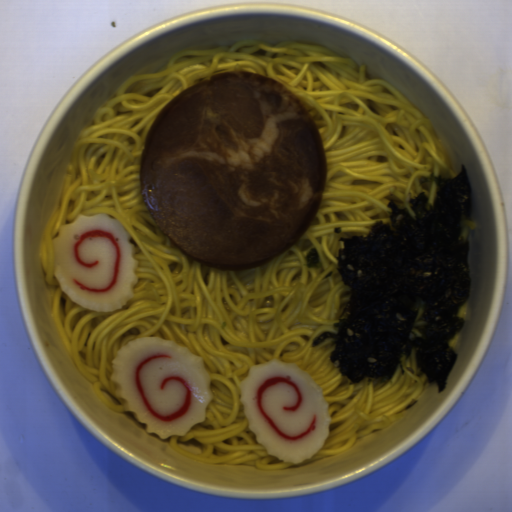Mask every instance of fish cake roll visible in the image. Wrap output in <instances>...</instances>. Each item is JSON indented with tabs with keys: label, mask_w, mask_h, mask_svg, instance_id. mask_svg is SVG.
<instances>
[{
	"label": "fish cake roll",
	"mask_w": 512,
	"mask_h": 512,
	"mask_svg": "<svg viewBox=\"0 0 512 512\" xmlns=\"http://www.w3.org/2000/svg\"><path fill=\"white\" fill-rule=\"evenodd\" d=\"M111 381L125 412L159 438L185 437L205 420L212 377L203 358L162 337L127 341L112 360Z\"/></svg>",
	"instance_id": "1"
},
{
	"label": "fish cake roll",
	"mask_w": 512,
	"mask_h": 512,
	"mask_svg": "<svg viewBox=\"0 0 512 512\" xmlns=\"http://www.w3.org/2000/svg\"><path fill=\"white\" fill-rule=\"evenodd\" d=\"M240 389L249 430L279 461L309 459L328 438L331 418L323 388L299 367L278 358L252 365Z\"/></svg>",
	"instance_id": "2"
},
{
	"label": "fish cake roll",
	"mask_w": 512,
	"mask_h": 512,
	"mask_svg": "<svg viewBox=\"0 0 512 512\" xmlns=\"http://www.w3.org/2000/svg\"><path fill=\"white\" fill-rule=\"evenodd\" d=\"M51 244L53 274L74 304L100 313L127 305L137 285L139 261L122 223L105 213L79 214Z\"/></svg>",
	"instance_id": "3"
}]
</instances>
